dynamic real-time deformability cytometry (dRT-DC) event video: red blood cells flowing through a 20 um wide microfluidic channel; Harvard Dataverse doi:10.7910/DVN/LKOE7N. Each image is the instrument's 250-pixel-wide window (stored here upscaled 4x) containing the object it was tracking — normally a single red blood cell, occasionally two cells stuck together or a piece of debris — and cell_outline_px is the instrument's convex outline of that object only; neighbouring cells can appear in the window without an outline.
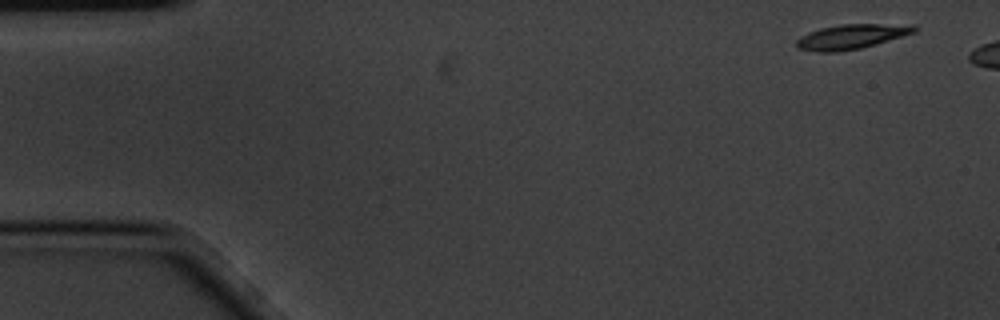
{"species": "common noctule bat (a hibernating species)", "species_latin": "Nyctalus noctula", "temperature_condition": "cold", "stored_images_in_passage": 6, "camera_frame_rate_fps": 3000, "um_per_image_px": 0.085, "animal": {"sex": "male", "body_mass_g": 20.1, "forearm_length_mm": 53.5}, "frame": {"image": 1, "passage_image": 1, "time_ms": 0.0, "image_size_px": [1000, 320], "cell_outline_px": [[916, 32], [860, 48], [836, 52], [816, 52], [796, 48], [796, 40], [800, 36], [808, 32], [820, 28], [840, 24], [916, 24]], "centroid_in_image_um": [72.34, 3.1], "position_along_channel_um": 12.7, "area_um2": 16.99}}
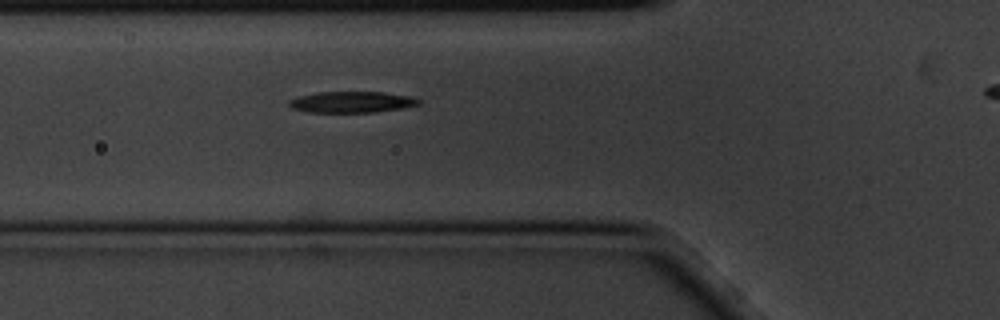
{"frame": {"image": 2, "passage_image": 6, "time_ms": 1.667, "image_size_px": [1000, 320], "cell_outline_px": [[424, 100], [420, 104], [404, 108], [376, 112], [308, 112], [292, 108], [288, 104], [288, 100], [300, 96], [316, 92], [384, 92], [412, 96]], "centroid_in_image_um": [29.96, 8.67], "position_along_channel_um": 95.8, "area_um2": 16.18}}